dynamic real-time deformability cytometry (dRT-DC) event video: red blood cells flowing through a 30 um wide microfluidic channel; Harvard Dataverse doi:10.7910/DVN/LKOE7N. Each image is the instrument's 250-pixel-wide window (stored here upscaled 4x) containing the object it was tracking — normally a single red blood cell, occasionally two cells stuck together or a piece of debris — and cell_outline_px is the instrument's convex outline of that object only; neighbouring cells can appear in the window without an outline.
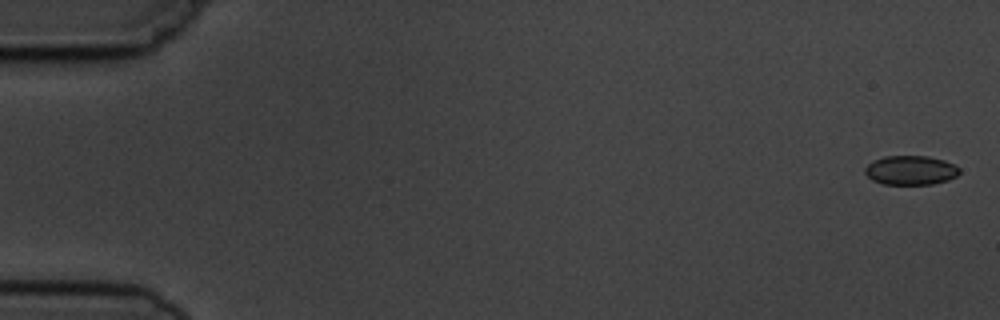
{"species": "common noctule bat (a hibernating species)", "species_latin": "Nyctalus noctula", "temperature_condition": "cold", "stored_images_in_passage": 6, "camera_frame_rate_fps": 3000, "um_per_image_px": 0.085, "animal": {"sex": "male", "body_mass_g": 19.5, "forearm_length_mm": 54.6}, "frame": {"image": 1, "passage_image": 1, "time_ms": 0.0, "image_size_px": [1000, 320], "cell_outline_px": [[960, 172], [956, 176], [948, 180], [932, 184], [884, 184], [872, 180], [864, 172], [864, 168], [872, 160], [884, 156], [928, 156], [944, 160], [956, 164], [960, 168]], "centroid_in_image_um": [77.41, 14.46], "position_along_channel_um": 7.6, "area_um2": 16.24}}
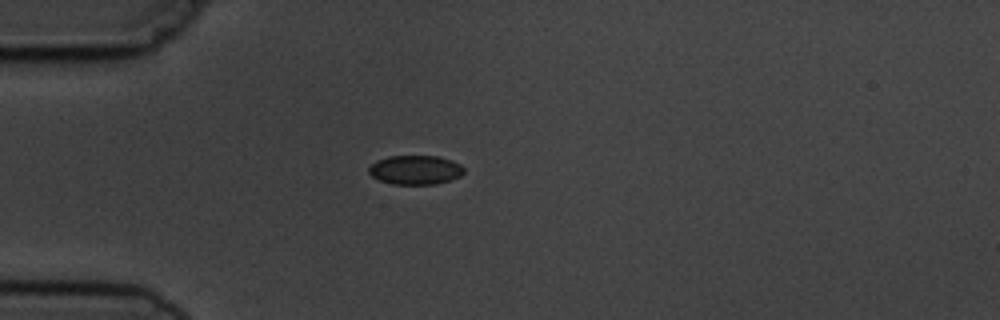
{"frame": {"image": 2, "passage_image": 5, "time_ms": 4.667, "image_size_px": [1000, 320], "cell_outline_px": [[464, 172], [460, 176], [436, 184], [392, 184], [380, 180], [372, 176], [368, 172], [368, 168], [376, 160], [388, 156], [436, 156], [452, 160], [460, 164], [464, 168]], "centroid_in_image_um": [35.29, 14.43], "position_along_channel_um": 49.7, "area_um2": 16.13}}